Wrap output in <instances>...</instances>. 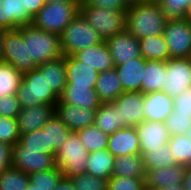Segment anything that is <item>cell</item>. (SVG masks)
<instances>
[{"instance_id": "6da1fadb", "label": "cell", "mask_w": 191, "mask_h": 190, "mask_svg": "<svg viewBox=\"0 0 191 190\" xmlns=\"http://www.w3.org/2000/svg\"><path fill=\"white\" fill-rule=\"evenodd\" d=\"M167 20L158 1L145 0L127 8L125 30L138 40L160 36Z\"/></svg>"}, {"instance_id": "7a4b0ae2", "label": "cell", "mask_w": 191, "mask_h": 190, "mask_svg": "<svg viewBox=\"0 0 191 190\" xmlns=\"http://www.w3.org/2000/svg\"><path fill=\"white\" fill-rule=\"evenodd\" d=\"M17 97L21 109L38 104L56 106L59 96L49 87L47 80V62L23 74Z\"/></svg>"}, {"instance_id": "3957f363", "label": "cell", "mask_w": 191, "mask_h": 190, "mask_svg": "<svg viewBox=\"0 0 191 190\" xmlns=\"http://www.w3.org/2000/svg\"><path fill=\"white\" fill-rule=\"evenodd\" d=\"M79 13L80 5L77 2H46L34 16L32 25L35 28L60 35Z\"/></svg>"}, {"instance_id": "277c9868", "label": "cell", "mask_w": 191, "mask_h": 190, "mask_svg": "<svg viewBox=\"0 0 191 190\" xmlns=\"http://www.w3.org/2000/svg\"><path fill=\"white\" fill-rule=\"evenodd\" d=\"M23 38L28 42L29 59L39 65L62 56L60 35L35 28L33 25L21 26Z\"/></svg>"}, {"instance_id": "5b68a950", "label": "cell", "mask_w": 191, "mask_h": 190, "mask_svg": "<svg viewBox=\"0 0 191 190\" xmlns=\"http://www.w3.org/2000/svg\"><path fill=\"white\" fill-rule=\"evenodd\" d=\"M103 39L95 28L90 26L81 13L77 14L60 34V46L64 56L94 46Z\"/></svg>"}, {"instance_id": "8992f818", "label": "cell", "mask_w": 191, "mask_h": 190, "mask_svg": "<svg viewBox=\"0 0 191 190\" xmlns=\"http://www.w3.org/2000/svg\"><path fill=\"white\" fill-rule=\"evenodd\" d=\"M88 150L76 132H71L66 141L56 150L55 161L65 178L86 173Z\"/></svg>"}, {"instance_id": "52a82bcc", "label": "cell", "mask_w": 191, "mask_h": 190, "mask_svg": "<svg viewBox=\"0 0 191 190\" xmlns=\"http://www.w3.org/2000/svg\"><path fill=\"white\" fill-rule=\"evenodd\" d=\"M80 13L103 40L125 30L126 11L88 6L83 3L80 5Z\"/></svg>"}, {"instance_id": "ba28073f", "label": "cell", "mask_w": 191, "mask_h": 190, "mask_svg": "<svg viewBox=\"0 0 191 190\" xmlns=\"http://www.w3.org/2000/svg\"><path fill=\"white\" fill-rule=\"evenodd\" d=\"M2 61L11 64L22 74L37 68L33 59H29L28 42L24 41L22 27L5 31Z\"/></svg>"}, {"instance_id": "9c48e42d", "label": "cell", "mask_w": 191, "mask_h": 190, "mask_svg": "<svg viewBox=\"0 0 191 190\" xmlns=\"http://www.w3.org/2000/svg\"><path fill=\"white\" fill-rule=\"evenodd\" d=\"M12 166L26 174L56 168L55 154L27 149L20 141L12 146Z\"/></svg>"}, {"instance_id": "30bf717a", "label": "cell", "mask_w": 191, "mask_h": 190, "mask_svg": "<svg viewBox=\"0 0 191 190\" xmlns=\"http://www.w3.org/2000/svg\"><path fill=\"white\" fill-rule=\"evenodd\" d=\"M163 37L170 58H191V23L184 19L167 20Z\"/></svg>"}, {"instance_id": "8fae6325", "label": "cell", "mask_w": 191, "mask_h": 190, "mask_svg": "<svg viewBox=\"0 0 191 190\" xmlns=\"http://www.w3.org/2000/svg\"><path fill=\"white\" fill-rule=\"evenodd\" d=\"M166 66L163 92L174 99L191 86V58H170Z\"/></svg>"}, {"instance_id": "7c38bea8", "label": "cell", "mask_w": 191, "mask_h": 190, "mask_svg": "<svg viewBox=\"0 0 191 190\" xmlns=\"http://www.w3.org/2000/svg\"><path fill=\"white\" fill-rule=\"evenodd\" d=\"M144 98L145 94L141 91L123 92L112 102L119 110L122 128L135 127L145 121Z\"/></svg>"}, {"instance_id": "4fadbf2b", "label": "cell", "mask_w": 191, "mask_h": 190, "mask_svg": "<svg viewBox=\"0 0 191 190\" xmlns=\"http://www.w3.org/2000/svg\"><path fill=\"white\" fill-rule=\"evenodd\" d=\"M115 66L142 57L139 40L124 30L105 40Z\"/></svg>"}, {"instance_id": "5bb4252c", "label": "cell", "mask_w": 191, "mask_h": 190, "mask_svg": "<svg viewBox=\"0 0 191 190\" xmlns=\"http://www.w3.org/2000/svg\"><path fill=\"white\" fill-rule=\"evenodd\" d=\"M32 22L25 0H0V28L12 30Z\"/></svg>"}, {"instance_id": "9a60e30c", "label": "cell", "mask_w": 191, "mask_h": 190, "mask_svg": "<svg viewBox=\"0 0 191 190\" xmlns=\"http://www.w3.org/2000/svg\"><path fill=\"white\" fill-rule=\"evenodd\" d=\"M54 114L55 106L48 104H38L21 109L17 116L20 134H27L43 128Z\"/></svg>"}, {"instance_id": "2e32d148", "label": "cell", "mask_w": 191, "mask_h": 190, "mask_svg": "<svg viewBox=\"0 0 191 190\" xmlns=\"http://www.w3.org/2000/svg\"><path fill=\"white\" fill-rule=\"evenodd\" d=\"M77 61L97 70L99 73L115 68L108 46L102 42L86 49L79 50L72 55Z\"/></svg>"}, {"instance_id": "e0dca14e", "label": "cell", "mask_w": 191, "mask_h": 190, "mask_svg": "<svg viewBox=\"0 0 191 190\" xmlns=\"http://www.w3.org/2000/svg\"><path fill=\"white\" fill-rule=\"evenodd\" d=\"M139 136L140 149H156L166 145L171 138L164 122L143 121L135 126Z\"/></svg>"}, {"instance_id": "ac0fdd59", "label": "cell", "mask_w": 191, "mask_h": 190, "mask_svg": "<svg viewBox=\"0 0 191 190\" xmlns=\"http://www.w3.org/2000/svg\"><path fill=\"white\" fill-rule=\"evenodd\" d=\"M95 111L96 110L80 108L72 104H65L60 101H58L55 106L56 115L72 132L93 125Z\"/></svg>"}, {"instance_id": "d6986e66", "label": "cell", "mask_w": 191, "mask_h": 190, "mask_svg": "<svg viewBox=\"0 0 191 190\" xmlns=\"http://www.w3.org/2000/svg\"><path fill=\"white\" fill-rule=\"evenodd\" d=\"M187 166L169 165L158 169L146 171L145 188L149 190H160L164 186L174 185V183H183Z\"/></svg>"}, {"instance_id": "ffe728a7", "label": "cell", "mask_w": 191, "mask_h": 190, "mask_svg": "<svg viewBox=\"0 0 191 190\" xmlns=\"http://www.w3.org/2000/svg\"><path fill=\"white\" fill-rule=\"evenodd\" d=\"M174 99L163 91L145 94L144 116L147 121L164 122L173 112Z\"/></svg>"}, {"instance_id": "44dd1931", "label": "cell", "mask_w": 191, "mask_h": 190, "mask_svg": "<svg viewBox=\"0 0 191 190\" xmlns=\"http://www.w3.org/2000/svg\"><path fill=\"white\" fill-rule=\"evenodd\" d=\"M107 149L115 156L140 154L139 136L135 127L121 128L109 135Z\"/></svg>"}, {"instance_id": "7402d4cb", "label": "cell", "mask_w": 191, "mask_h": 190, "mask_svg": "<svg viewBox=\"0 0 191 190\" xmlns=\"http://www.w3.org/2000/svg\"><path fill=\"white\" fill-rule=\"evenodd\" d=\"M146 60L135 58L121 65L115 66L123 92H142V80L145 72Z\"/></svg>"}, {"instance_id": "603a6c76", "label": "cell", "mask_w": 191, "mask_h": 190, "mask_svg": "<svg viewBox=\"0 0 191 190\" xmlns=\"http://www.w3.org/2000/svg\"><path fill=\"white\" fill-rule=\"evenodd\" d=\"M59 101L90 110H97L102 103L95 89L88 86H65Z\"/></svg>"}, {"instance_id": "cb8c5ba5", "label": "cell", "mask_w": 191, "mask_h": 190, "mask_svg": "<svg viewBox=\"0 0 191 190\" xmlns=\"http://www.w3.org/2000/svg\"><path fill=\"white\" fill-rule=\"evenodd\" d=\"M66 86H88L95 89L99 72L77 61L73 56H66Z\"/></svg>"}, {"instance_id": "d4e9b609", "label": "cell", "mask_w": 191, "mask_h": 190, "mask_svg": "<svg viewBox=\"0 0 191 190\" xmlns=\"http://www.w3.org/2000/svg\"><path fill=\"white\" fill-rule=\"evenodd\" d=\"M95 92L102 103L113 102L123 93L122 84L115 68L98 74Z\"/></svg>"}, {"instance_id": "484cf974", "label": "cell", "mask_w": 191, "mask_h": 190, "mask_svg": "<svg viewBox=\"0 0 191 190\" xmlns=\"http://www.w3.org/2000/svg\"><path fill=\"white\" fill-rule=\"evenodd\" d=\"M115 156L106 148L88 154L86 173L109 180L112 177Z\"/></svg>"}, {"instance_id": "4316f807", "label": "cell", "mask_w": 191, "mask_h": 190, "mask_svg": "<svg viewBox=\"0 0 191 190\" xmlns=\"http://www.w3.org/2000/svg\"><path fill=\"white\" fill-rule=\"evenodd\" d=\"M166 61L146 60L142 80V93L163 91L166 75Z\"/></svg>"}, {"instance_id": "83f0119b", "label": "cell", "mask_w": 191, "mask_h": 190, "mask_svg": "<svg viewBox=\"0 0 191 190\" xmlns=\"http://www.w3.org/2000/svg\"><path fill=\"white\" fill-rule=\"evenodd\" d=\"M146 169L141 154H128L115 158L112 176L145 177Z\"/></svg>"}, {"instance_id": "f1b7e54d", "label": "cell", "mask_w": 191, "mask_h": 190, "mask_svg": "<svg viewBox=\"0 0 191 190\" xmlns=\"http://www.w3.org/2000/svg\"><path fill=\"white\" fill-rule=\"evenodd\" d=\"M94 125L107 135L122 128L119 110L112 102L101 103L95 111Z\"/></svg>"}, {"instance_id": "f546056e", "label": "cell", "mask_w": 191, "mask_h": 190, "mask_svg": "<svg viewBox=\"0 0 191 190\" xmlns=\"http://www.w3.org/2000/svg\"><path fill=\"white\" fill-rule=\"evenodd\" d=\"M139 47L145 60L167 62L170 59L167 42L163 35L139 39Z\"/></svg>"}, {"instance_id": "4dcf8cb0", "label": "cell", "mask_w": 191, "mask_h": 190, "mask_svg": "<svg viewBox=\"0 0 191 190\" xmlns=\"http://www.w3.org/2000/svg\"><path fill=\"white\" fill-rule=\"evenodd\" d=\"M140 154L146 171L176 164L168 143L156 149H140Z\"/></svg>"}, {"instance_id": "1f68e13d", "label": "cell", "mask_w": 191, "mask_h": 190, "mask_svg": "<svg viewBox=\"0 0 191 190\" xmlns=\"http://www.w3.org/2000/svg\"><path fill=\"white\" fill-rule=\"evenodd\" d=\"M66 56L62 55L57 59L47 62V80L49 87L60 96L67 85Z\"/></svg>"}, {"instance_id": "d6a6232c", "label": "cell", "mask_w": 191, "mask_h": 190, "mask_svg": "<svg viewBox=\"0 0 191 190\" xmlns=\"http://www.w3.org/2000/svg\"><path fill=\"white\" fill-rule=\"evenodd\" d=\"M23 74L11 64L0 61V97L17 95Z\"/></svg>"}, {"instance_id": "836d02e7", "label": "cell", "mask_w": 191, "mask_h": 190, "mask_svg": "<svg viewBox=\"0 0 191 190\" xmlns=\"http://www.w3.org/2000/svg\"><path fill=\"white\" fill-rule=\"evenodd\" d=\"M76 133L89 153L103 150L108 147L109 135L102 132L94 124L78 130Z\"/></svg>"}, {"instance_id": "e575fe53", "label": "cell", "mask_w": 191, "mask_h": 190, "mask_svg": "<svg viewBox=\"0 0 191 190\" xmlns=\"http://www.w3.org/2000/svg\"><path fill=\"white\" fill-rule=\"evenodd\" d=\"M42 129H48L49 148L56 153V150L66 141L71 130L56 115L49 119Z\"/></svg>"}, {"instance_id": "d590c367", "label": "cell", "mask_w": 191, "mask_h": 190, "mask_svg": "<svg viewBox=\"0 0 191 190\" xmlns=\"http://www.w3.org/2000/svg\"><path fill=\"white\" fill-rule=\"evenodd\" d=\"M172 156L176 159V164L191 166V139L189 136L174 135L168 141Z\"/></svg>"}, {"instance_id": "8d00e7d4", "label": "cell", "mask_w": 191, "mask_h": 190, "mask_svg": "<svg viewBox=\"0 0 191 190\" xmlns=\"http://www.w3.org/2000/svg\"><path fill=\"white\" fill-rule=\"evenodd\" d=\"M29 174L14 168H7L0 173V190H26Z\"/></svg>"}, {"instance_id": "74e56055", "label": "cell", "mask_w": 191, "mask_h": 190, "mask_svg": "<svg viewBox=\"0 0 191 190\" xmlns=\"http://www.w3.org/2000/svg\"><path fill=\"white\" fill-rule=\"evenodd\" d=\"M63 178L64 174L58 167L29 174V182L41 190H53Z\"/></svg>"}, {"instance_id": "f35d334b", "label": "cell", "mask_w": 191, "mask_h": 190, "mask_svg": "<svg viewBox=\"0 0 191 190\" xmlns=\"http://www.w3.org/2000/svg\"><path fill=\"white\" fill-rule=\"evenodd\" d=\"M27 149L43 150L46 154H55L49 148L48 129H38L27 134H21L19 140Z\"/></svg>"}, {"instance_id": "ab89813d", "label": "cell", "mask_w": 191, "mask_h": 190, "mask_svg": "<svg viewBox=\"0 0 191 190\" xmlns=\"http://www.w3.org/2000/svg\"><path fill=\"white\" fill-rule=\"evenodd\" d=\"M17 118L5 117L0 114V141L13 146L20 140Z\"/></svg>"}, {"instance_id": "60d3db41", "label": "cell", "mask_w": 191, "mask_h": 190, "mask_svg": "<svg viewBox=\"0 0 191 190\" xmlns=\"http://www.w3.org/2000/svg\"><path fill=\"white\" fill-rule=\"evenodd\" d=\"M68 178L73 183L75 190H107L108 180L96 178L87 173Z\"/></svg>"}, {"instance_id": "b9f144b4", "label": "cell", "mask_w": 191, "mask_h": 190, "mask_svg": "<svg viewBox=\"0 0 191 190\" xmlns=\"http://www.w3.org/2000/svg\"><path fill=\"white\" fill-rule=\"evenodd\" d=\"M168 20L184 19L191 0H158Z\"/></svg>"}, {"instance_id": "7bdbcfd3", "label": "cell", "mask_w": 191, "mask_h": 190, "mask_svg": "<svg viewBox=\"0 0 191 190\" xmlns=\"http://www.w3.org/2000/svg\"><path fill=\"white\" fill-rule=\"evenodd\" d=\"M144 188L145 177L112 176L107 186V190H143Z\"/></svg>"}, {"instance_id": "ee69618b", "label": "cell", "mask_w": 191, "mask_h": 190, "mask_svg": "<svg viewBox=\"0 0 191 190\" xmlns=\"http://www.w3.org/2000/svg\"><path fill=\"white\" fill-rule=\"evenodd\" d=\"M164 124L167 126L171 136L183 135L188 127L191 126V116L177 115V112L173 111L164 121Z\"/></svg>"}, {"instance_id": "f6af8a7d", "label": "cell", "mask_w": 191, "mask_h": 190, "mask_svg": "<svg viewBox=\"0 0 191 190\" xmlns=\"http://www.w3.org/2000/svg\"><path fill=\"white\" fill-rule=\"evenodd\" d=\"M21 111V105L17 95L0 97V114L5 117L17 118Z\"/></svg>"}, {"instance_id": "bcb514c9", "label": "cell", "mask_w": 191, "mask_h": 190, "mask_svg": "<svg viewBox=\"0 0 191 190\" xmlns=\"http://www.w3.org/2000/svg\"><path fill=\"white\" fill-rule=\"evenodd\" d=\"M173 111L177 115L191 116V86L174 98Z\"/></svg>"}, {"instance_id": "7dc6e473", "label": "cell", "mask_w": 191, "mask_h": 190, "mask_svg": "<svg viewBox=\"0 0 191 190\" xmlns=\"http://www.w3.org/2000/svg\"><path fill=\"white\" fill-rule=\"evenodd\" d=\"M84 4L88 6L103 7L120 11H126L129 7L123 0H86Z\"/></svg>"}, {"instance_id": "c3c4849f", "label": "cell", "mask_w": 191, "mask_h": 190, "mask_svg": "<svg viewBox=\"0 0 191 190\" xmlns=\"http://www.w3.org/2000/svg\"><path fill=\"white\" fill-rule=\"evenodd\" d=\"M12 167V146L0 141V173Z\"/></svg>"}, {"instance_id": "681fc988", "label": "cell", "mask_w": 191, "mask_h": 190, "mask_svg": "<svg viewBox=\"0 0 191 190\" xmlns=\"http://www.w3.org/2000/svg\"><path fill=\"white\" fill-rule=\"evenodd\" d=\"M26 7L28 8L29 14L34 18V16L39 12V10L46 4L45 0H25Z\"/></svg>"}, {"instance_id": "f907efd6", "label": "cell", "mask_w": 191, "mask_h": 190, "mask_svg": "<svg viewBox=\"0 0 191 190\" xmlns=\"http://www.w3.org/2000/svg\"><path fill=\"white\" fill-rule=\"evenodd\" d=\"M53 190H75V187L69 178H63Z\"/></svg>"}, {"instance_id": "816d5d0a", "label": "cell", "mask_w": 191, "mask_h": 190, "mask_svg": "<svg viewBox=\"0 0 191 190\" xmlns=\"http://www.w3.org/2000/svg\"><path fill=\"white\" fill-rule=\"evenodd\" d=\"M182 185L184 190H191V166L186 168Z\"/></svg>"}, {"instance_id": "f5cc1de1", "label": "cell", "mask_w": 191, "mask_h": 190, "mask_svg": "<svg viewBox=\"0 0 191 190\" xmlns=\"http://www.w3.org/2000/svg\"><path fill=\"white\" fill-rule=\"evenodd\" d=\"M160 190H184L182 183H174V185L171 186H164V188Z\"/></svg>"}, {"instance_id": "db71d44e", "label": "cell", "mask_w": 191, "mask_h": 190, "mask_svg": "<svg viewBox=\"0 0 191 190\" xmlns=\"http://www.w3.org/2000/svg\"><path fill=\"white\" fill-rule=\"evenodd\" d=\"M4 29L0 28V61H2V52H3V38L5 35Z\"/></svg>"}, {"instance_id": "11a10c76", "label": "cell", "mask_w": 191, "mask_h": 190, "mask_svg": "<svg viewBox=\"0 0 191 190\" xmlns=\"http://www.w3.org/2000/svg\"><path fill=\"white\" fill-rule=\"evenodd\" d=\"M128 6L130 5H134L136 3H139V2H143L145 0H123Z\"/></svg>"}, {"instance_id": "9f6ffc18", "label": "cell", "mask_w": 191, "mask_h": 190, "mask_svg": "<svg viewBox=\"0 0 191 190\" xmlns=\"http://www.w3.org/2000/svg\"><path fill=\"white\" fill-rule=\"evenodd\" d=\"M185 19L191 23V3L189 5V7H188Z\"/></svg>"}, {"instance_id": "6f0895ef", "label": "cell", "mask_w": 191, "mask_h": 190, "mask_svg": "<svg viewBox=\"0 0 191 190\" xmlns=\"http://www.w3.org/2000/svg\"><path fill=\"white\" fill-rule=\"evenodd\" d=\"M26 190H41V189H40V188H37L35 185H33V184H31V183L29 182V184H28Z\"/></svg>"}, {"instance_id": "680465c9", "label": "cell", "mask_w": 191, "mask_h": 190, "mask_svg": "<svg viewBox=\"0 0 191 190\" xmlns=\"http://www.w3.org/2000/svg\"><path fill=\"white\" fill-rule=\"evenodd\" d=\"M46 2H53V3H56V2H67V1H72V0H45Z\"/></svg>"}, {"instance_id": "91938a15", "label": "cell", "mask_w": 191, "mask_h": 190, "mask_svg": "<svg viewBox=\"0 0 191 190\" xmlns=\"http://www.w3.org/2000/svg\"><path fill=\"white\" fill-rule=\"evenodd\" d=\"M186 136H189L190 139H191V126L188 127L186 133H185Z\"/></svg>"}, {"instance_id": "94428289", "label": "cell", "mask_w": 191, "mask_h": 190, "mask_svg": "<svg viewBox=\"0 0 191 190\" xmlns=\"http://www.w3.org/2000/svg\"><path fill=\"white\" fill-rule=\"evenodd\" d=\"M74 2H77L79 5L85 3L86 0H72Z\"/></svg>"}]
</instances>
